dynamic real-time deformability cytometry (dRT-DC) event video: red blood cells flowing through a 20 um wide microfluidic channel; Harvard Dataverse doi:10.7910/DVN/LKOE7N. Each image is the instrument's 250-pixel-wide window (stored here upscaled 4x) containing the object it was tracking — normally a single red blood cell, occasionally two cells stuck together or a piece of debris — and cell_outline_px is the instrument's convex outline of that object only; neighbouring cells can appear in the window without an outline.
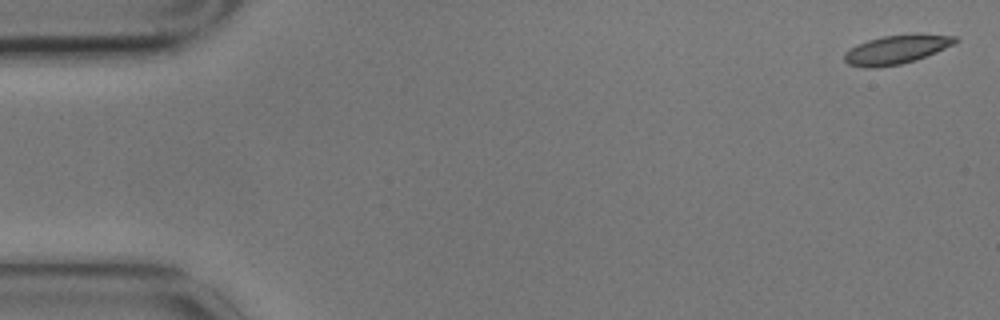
{"species": "common noctule bat (a hibernating species)", "species_latin": "Nyctalus noctula", "temperature_condition": "cold", "stored_images_in_passage": 4, "camera_frame_rate_fps": 3000, "um_per_image_px": 0.085, "animal": {"sex": "male", "body_mass_g": 17.9}, "frame": {"image": 1, "passage_image": 1, "time_ms": 0.0, "image_size_px": [1000, 320], "cell_outline_px": [[956, 44], [936, 52], [900, 64], [876, 68], [864, 68], [848, 64], [844, 60], [844, 52], [856, 44], [868, 40], [884, 36], [956, 36]], "centroid_in_image_um": [76.08, 4.26], "position_along_channel_um": 8.9, "area_um2": 17.86}}